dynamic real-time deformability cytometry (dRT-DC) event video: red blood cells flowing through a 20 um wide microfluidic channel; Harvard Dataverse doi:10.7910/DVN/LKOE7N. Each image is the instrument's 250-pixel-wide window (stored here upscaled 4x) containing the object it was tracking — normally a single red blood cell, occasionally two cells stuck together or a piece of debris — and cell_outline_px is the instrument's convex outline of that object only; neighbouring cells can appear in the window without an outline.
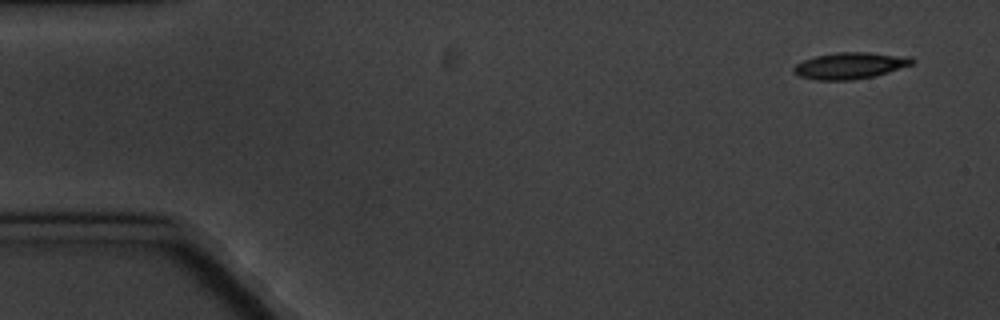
{"species": "common noctule bat (a hibernating species)", "species_latin": "Nyctalus noctula", "temperature_condition": "cold", "stored_images_in_passage": 6, "segment_of_instrument_passage": [2, 2], "camera_frame_rate_fps": 3000, "um_per_image_px": 0.085, "animal": {"sex": "male", "body_mass_g": 20.1, "forearm_length_mm": 53.5}, "frame": {"image": 1, "passage_image": 6, "time_ms": 6.0, "image_size_px": [1000, 320], "cell_outline_px": [[916, 60], [912, 64], [876, 76], [852, 80], [816, 80], [800, 76], [792, 72], [792, 68], [796, 64], [804, 60], [816, 56], [836, 52], [868, 52], [912, 56]], "centroid_in_image_um": [72.28, 5.57], "position_along_channel_um": 12.7, "area_um2": 18.44}}